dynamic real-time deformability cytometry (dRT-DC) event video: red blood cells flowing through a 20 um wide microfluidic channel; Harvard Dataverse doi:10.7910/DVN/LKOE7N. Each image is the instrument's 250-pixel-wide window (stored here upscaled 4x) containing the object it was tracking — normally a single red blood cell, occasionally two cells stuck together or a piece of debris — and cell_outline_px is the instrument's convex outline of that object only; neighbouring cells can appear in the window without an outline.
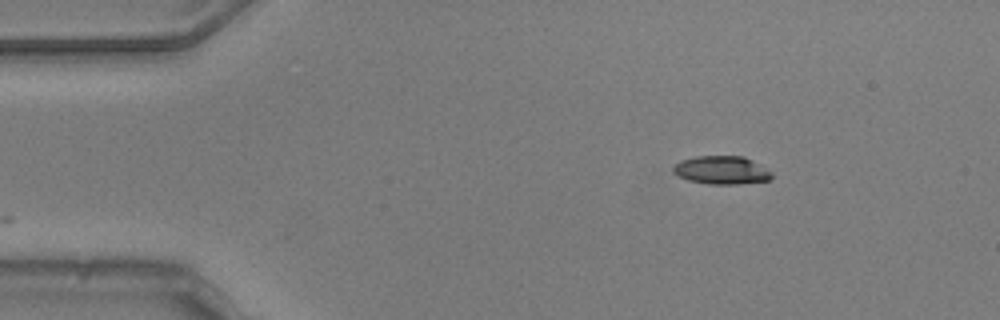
{"species": "common noctule bat (a hibernating species)", "species_latin": "Nyctalus noctula", "temperature_condition": "warm", "stored_images_in_passage": 47, "camera_frame_rate_fps": 3000, "um_per_image_px": 0.085, "animal": {"sex": "male", "body_mass_g": 20.5, "forearm_length_mm": 52.5}, "frame": {"image": 1, "passage_image": 1, "time_ms": 0.0, "image_size_px": [1000, 320], "cell_outline_px": [[772, 176], [768, 180], [736, 184], [708, 184], [688, 180], [672, 172], [672, 168], [680, 160], [696, 156], [744, 156], [760, 164], [772, 172]], "centroid_in_image_um": [61.33, 14.45], "position_along_channel_um": 23.7, "area_um2": 16.18}}
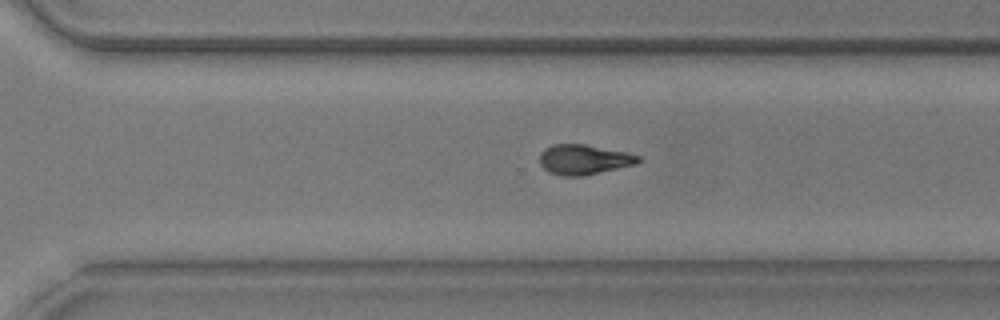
{"frame": {"image": 2, "passage_image": 30, "time_ms": 9.667, "image_size_px": [1000, 320], "cell_outline_px": [[640, 160], [636, 164], [584, 176], [560, 176], [548, 172], [540, 164], [540, 152], [544, 148], [552, 144], [584, 144], [628, 152], [640, 156]], "centroid_in_image_um": [49.61, 13.56], "position_along_channel_um": 321.0, "area_um2": 17.4}}
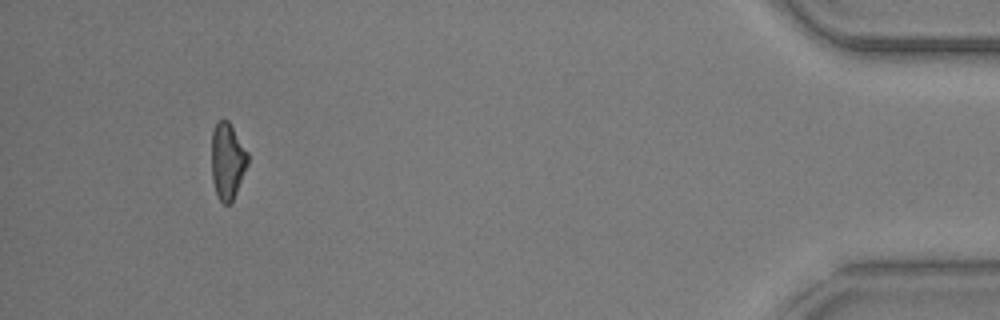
{"frame": {"image": 3, "passage_image": 43, "time_ms": 14.0, "image_size_px": [1000, 320], "cell_outline_px": [[248, 164], [232, 204], [224, 204], [220, 200], [216, 192], [212, 180], [212, 132], [216, 120], [228, 120], [248, 152]], "centroid_in_image_um": [19.34, 13.69], "position_along_channel_um": 415.9, "area_um2": 16.24}, "authors_computed_cell_mechanics": {"area_um2": 17.2822, "velocity_mm_per_s": 3.8, "shape_relaxation_time_tau1_ms": 4.3457, "shape_relaxation_time_tau2_ms": 4.2081, "deformation_change_tau1": 0.1541, "deformation_change_tau2": 0.1262}}